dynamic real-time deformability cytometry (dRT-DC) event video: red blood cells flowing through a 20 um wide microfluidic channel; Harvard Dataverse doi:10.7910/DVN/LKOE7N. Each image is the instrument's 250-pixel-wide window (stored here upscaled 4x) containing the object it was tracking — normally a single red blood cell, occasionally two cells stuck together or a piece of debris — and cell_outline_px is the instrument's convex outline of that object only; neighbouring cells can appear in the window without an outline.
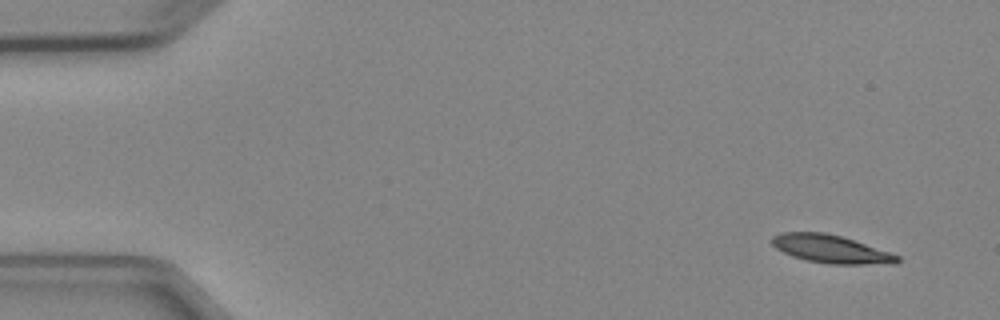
{"species": "Egyptian fruit bat (a non-hibernating species)", "species_latin": "Rousettus aegyptiacus", "temperature_condition": "cold", "stored_images_in_passage": 4, "camera_frame_rate_fps": 3000, "um_per_image_px": 0.085, "animal": {"sex": "female"}, "frame": {"image": 1, "passage_image": 1, "time_ms": 0.0, "image_size_px": [1000, 320], "cell_outline_px": [[900, 260], [896, 264], [828, 264], [808, 260], [792, 256], [776, 248], [772, 244], [772, 236], [780, 232], [824, 232], [840, 236], [900, 256]], "centroid_in_image_um": [70.6, 21.17], "position_along_channel_um": 14.4, "area_um2": 20.23}}
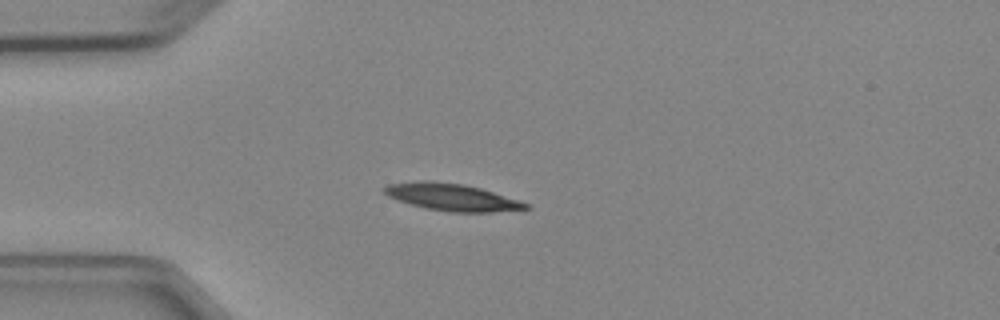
{"frame": {"image": 2, "passage_image": 4, "time_ms": 3.333, "image_size_px": [1000, 320], "cell_outline_px": [[528, 208], [492, 212], [452, 212], [424, 208], [388, 196], [380, 188], [388, 184], [420, 180], [432, 180], [464, 184], [480, 188], [528, 204]], "centroid_in_image_um": [38.32, 16.74], "position_along_channel_um": 46.7, "area_um2": 22.02}}